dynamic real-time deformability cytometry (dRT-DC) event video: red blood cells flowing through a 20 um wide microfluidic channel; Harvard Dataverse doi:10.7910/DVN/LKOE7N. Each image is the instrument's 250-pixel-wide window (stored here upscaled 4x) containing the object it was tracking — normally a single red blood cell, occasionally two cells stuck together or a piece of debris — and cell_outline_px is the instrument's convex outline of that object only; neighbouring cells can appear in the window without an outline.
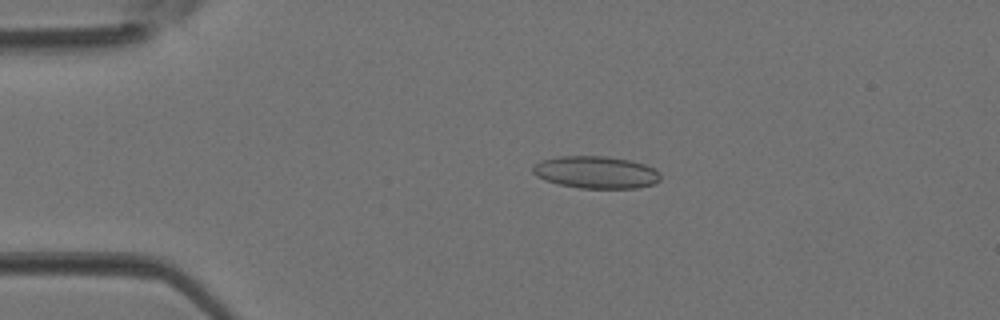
{"species": "Egyptian fruit bat (a non-hibernating species)", "species_latin": "Rousettus aegyptiacus", "temperature_condition": "room temperature", "stored_images_in_passage": 3, "camera_frame_rate_fps": 3000, "um_per_image_px": 0.085, "animal": {"sex": "female"}, "frame": {"image": 1, "passage_image": 3, "time_ms": 0.667, "image_size_px": [1000, 320], "cell_outline_px": [[660, 180], [652, 184], [636, 188], [580, 188], [560, 184], [544, 180], [536, 176], [532, 172], [532, 168], [540, 160], [560, 156], [604, 156], [628, 160], [644, 164], [656, 168], [660, 172]], "centroid_in_image_um": [50.65, 14.64], "position_along_channel_um": 34.3, "area_um2": 23.99}}